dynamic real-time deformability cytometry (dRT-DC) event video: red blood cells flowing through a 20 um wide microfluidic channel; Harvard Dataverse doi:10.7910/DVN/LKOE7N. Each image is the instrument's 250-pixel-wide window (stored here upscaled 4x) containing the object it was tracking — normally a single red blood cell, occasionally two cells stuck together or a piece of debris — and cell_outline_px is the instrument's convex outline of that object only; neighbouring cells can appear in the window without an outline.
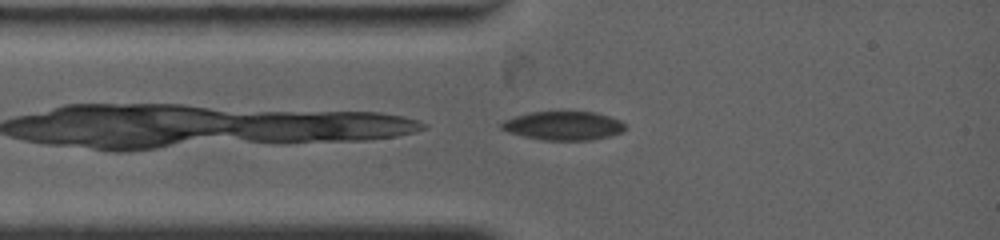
{"species": "common noctule bat (a hibernating species)", "species_latin": "Nyctalus noctula", "temperature_condition": "warm", "stored_images_in_passage": 34, "camera_frame_rate_fps": 4500, "um_per_image_px": 0.085, "animal": {"sex": "female", "body_mass_g": 19.0, "forearm_length_mm": 53.3}, "frame": {"image": 1, "passage_image": 2, "time_ms": 0.222, "image_size_px": [1000, 240], "cell_outline_px": [[628, 128], [620, 132], [608, 136], [588, 140], [544, 140], [524, 136], [508, 132], [500, 128], [500, 124], [504, 120], [528, 112], [596, 112], [620, 120]], "centroid_in_image_um": [47.88, 10.68], "position_along_channel_um": 37.1, "area_um2": 20.58}}
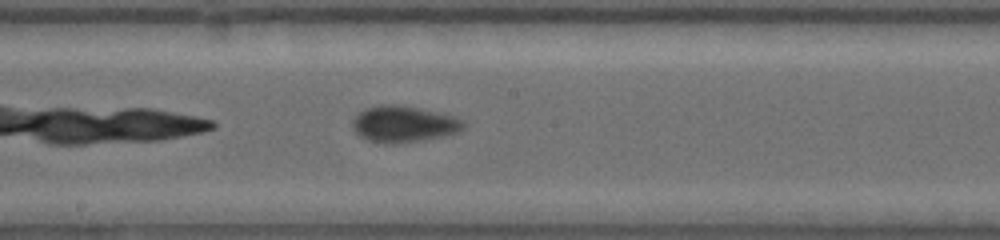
{"frame": {"image": 2, "passage_image": 15, "time_ms": 4.889, "image_size_px": [1000, 240], "cell_outline_px": [[464, 128], [460, 132], [444, 136], [424, 140], [392, 144], [368, 140], [360, 136], [352, 128], [352, 120], [360, 112], [368, 108], [384, 104], [400, 104], [420, 108], [456, 116], [464, 120]], "centroid_in_image_um": [34.36, 10.54], "position_along_channel_um": 213.8, "area_um2": 23.64}}
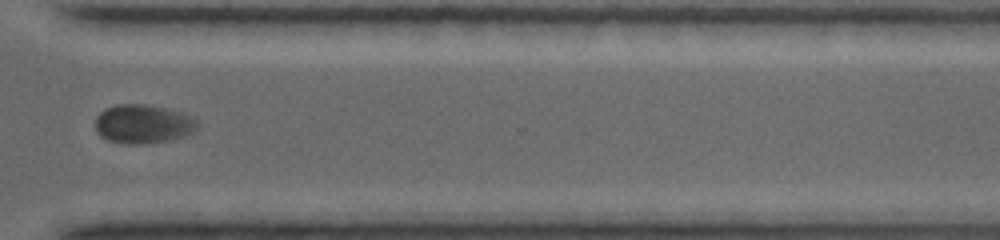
{"frame": {"image": 3, "passage_image": 25, "time_ms": 8.667, "image_size_px": [1000, 240], "cell_outline_px": [[200, 124], [192, 132], [184, 136], [168, 140], [140, 144], [124, 144], [108, 140], [100, 136], [96, 132], [96, 116], [104, 108], [116, 104], [144, 104], [164, 108], [180, 112], [196, 120]], "centroid_in_image_um": [12.11, 10.54], "position_along_channel_um": 358.5, "area_um2": 23.06}}